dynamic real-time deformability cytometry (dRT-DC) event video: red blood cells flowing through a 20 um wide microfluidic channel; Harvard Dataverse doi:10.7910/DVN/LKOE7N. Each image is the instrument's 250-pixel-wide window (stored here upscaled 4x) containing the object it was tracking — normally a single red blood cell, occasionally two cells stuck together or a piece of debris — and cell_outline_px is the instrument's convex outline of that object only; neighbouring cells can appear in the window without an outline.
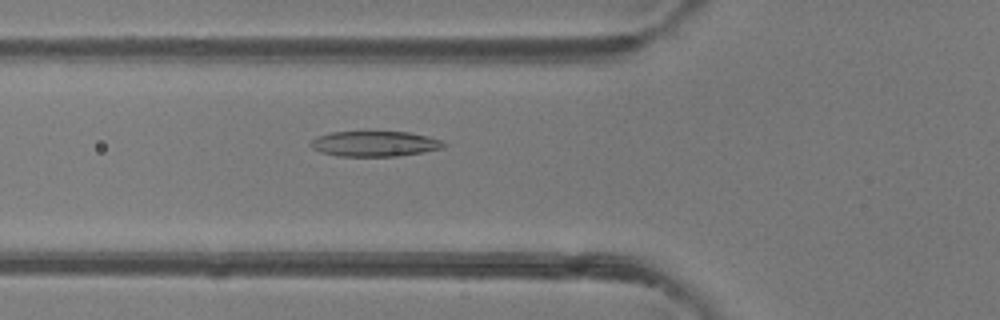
{"species": "common noctule bat (a hibernating species)", "species_latin": "Nyctalus noctula", "temperature_condition": "room temperature", "stored_images_in_passage": 49, "camera_frame_rate_fps": 3000, "um_per_image_px": 0.085, "animal": {"sex": "female"}, "frame": {"image": 1, "passage_image": 17, "time_ms": 5.333, "image_size_px": [1000, 320], "cell_outline_px": [[448, 144], [444, 148], [424, 152], [396, 156], [336, 156], [320, 152], [312, 148], [308, 144], [316, 136], [332, 132], [364, 128], [408, 132], [428, 136], [440, 140]], "centroid_in_image_um": [31.81, 12.16], "position_along_channel_um": 94.0, "area_um2": 20.87}}
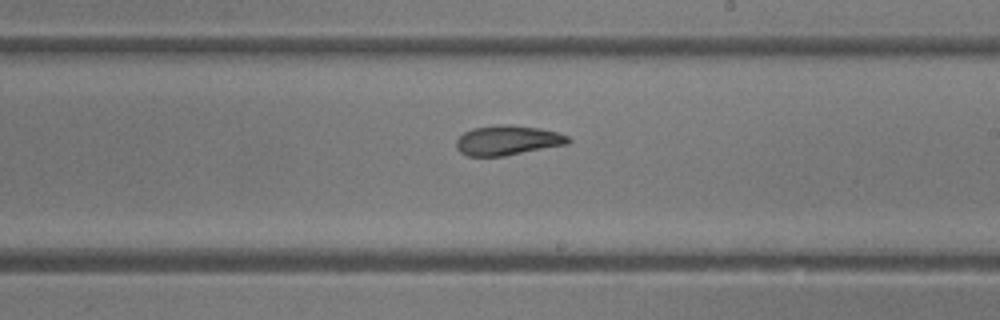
{"frame": {"image": 2, "passage_image": 28, "time_ms": 9.0, "image_size_px": [1000, 320], "cell_outline_px": [[572, 140], [568, 144], [504, 156], [468, 156], [460, 152], [456, 148], [456, 140], [464, 132], [472, 128], [496, 124], [512, 124], [540, 128], [556, 132], [568, 136]], "centroid_in_image_um": [43.14, 11.92], "position_along_channel_um": 245.9, "area_um2": 19.59}}
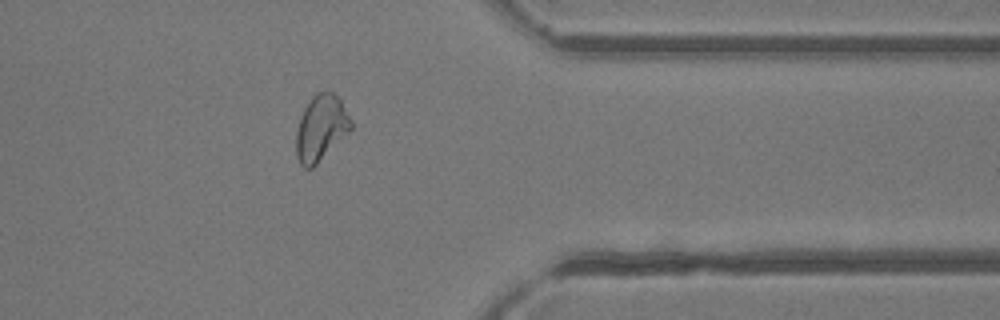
{"frame": {"image": 3, "passage_image": 39, "time_ms": 12.667, "image_size_px": [1000, 320], "cell_outline_px": [[352, 128], [312, 168], [304, 168], [300, 164], [296, 156], [296, 132], [300, 116], [304, 108], [312, 96], [316, 92], [332, 92], [340, 100], [352, 120]], "centroid_in_image_um": [27.26, 10.87], "position_along_channel_um": 384.1, "area_um2": 20.75}, "authors_computed_cell_mechanics": {"area_um2": 21.2126, "velocity_mm_per_s": 4.1316, "shape_relaxation_time_tau1_ms": 8.9657, "shape_relaxation_time_tau2_ms": 2.1508, "deformation_change_tau1": 0.2462, "deformation_change_tau2": 0.0865}}